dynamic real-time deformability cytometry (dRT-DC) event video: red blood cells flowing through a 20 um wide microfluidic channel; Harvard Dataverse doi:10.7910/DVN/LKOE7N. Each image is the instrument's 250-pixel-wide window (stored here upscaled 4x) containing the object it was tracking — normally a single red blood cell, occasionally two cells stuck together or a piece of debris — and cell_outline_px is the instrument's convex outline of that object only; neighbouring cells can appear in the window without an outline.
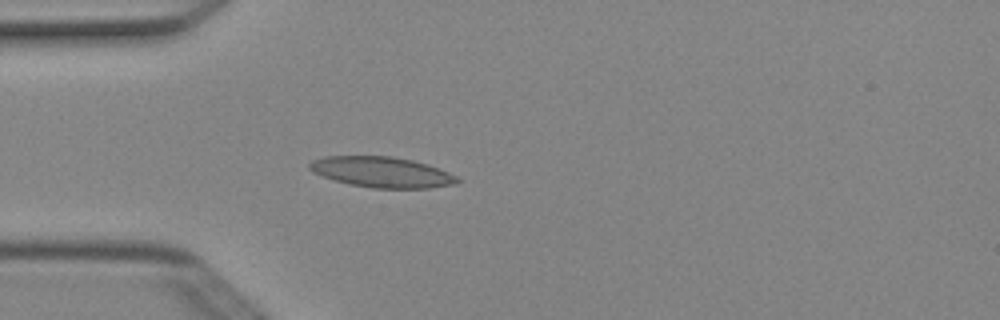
{"species": "Egyptian fruit bat (a non-hibernating species)", "species_latin": "Rousettus aegyptiacus", "temperature_condition": "cold", "stored_images_in_passage": 4, "camera_frame_rate_fps": 3000, "um_per_image_px": 0.085, "animal": {"sex": "female"}, "frame": {"image": 1, "passage_image": 4, "time_ms": 1.0, "image_size_px": [1000, 320], "cell_outline_px": [[460, 180], [456, 184], [428, 188], [372, 188], [348, 184], [312, 172], [308, 168], [308, 164], [312, 160], [324, 156], [392, 156], [412, 160], [428, 164], [448, 172], [456, 176]], "centroid_in_image_um": [32.44, 14.62], "position_along_channel_um": 52.6, "area_um2": 26.36}}